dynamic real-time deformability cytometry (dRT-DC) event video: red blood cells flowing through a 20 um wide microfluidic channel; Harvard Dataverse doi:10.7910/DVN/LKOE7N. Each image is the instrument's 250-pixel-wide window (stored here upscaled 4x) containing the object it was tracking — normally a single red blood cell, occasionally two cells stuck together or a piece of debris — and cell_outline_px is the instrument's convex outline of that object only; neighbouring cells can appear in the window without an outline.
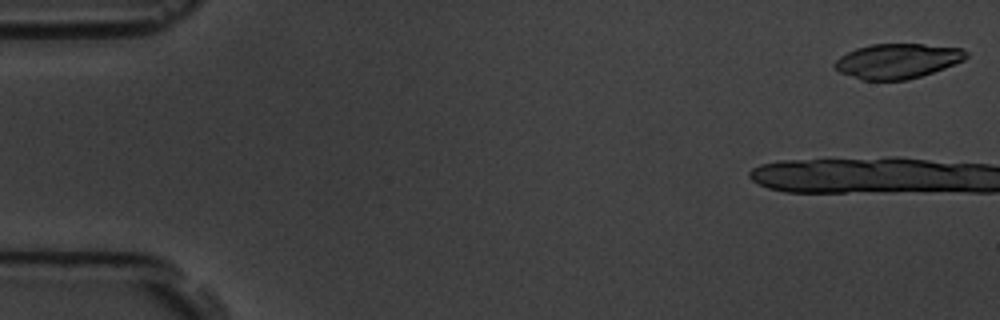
{"species": "common noctule bat (a hibernating species)", "species_latin": "Nyctalus noctula", "temperature_condition": "room temperature", "stored_images_in_passage": 8, "camera_frame_rate_fps": 3000, "um_per_image_px": 0.085, "animal": {"sex": "male", "body_mass_g": 19.5, "forearm_length_mm": 54.6}, "frame": {"image": 1, "passage_image": 1, "time_ms": 0.0, "image_size_px": [1000, 320], "cell_outline_px": [[968, 56], [964, 60], [944, 68], [908, 80], [864, 80], [840, 72], [832, 64], [840, 56], [856, 48], [872, 44], [924, 44], [964, 48], [968, 52]], "centroid_in_image_um": [76.31, 5.17], "position_along_channel_um": 8.7, "area_um2": 26.65}}
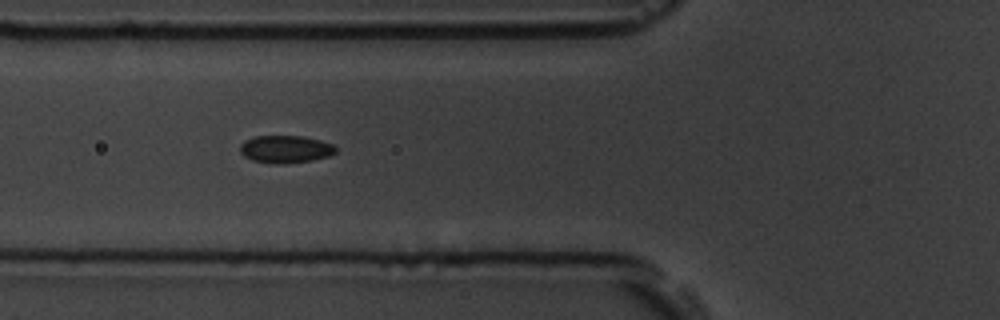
{"frame": {"image": 2, "passage_image": 7, "time_ms": 7.667, "image_size_px": [1000, 320], "cell_outline_px": [[336, 152], [328, 156], [312, 160], [280, 164], [252, 160], [244, 156], [240, 152], [240, 144], [244, 140], [256, 136], [304, 136], [320, 140], [332, 144], [336, 148]], "centroid_in_image_um": [24.25, 12.67], "position_along_channel_um": 101.5, "area_um2": 15.26}}
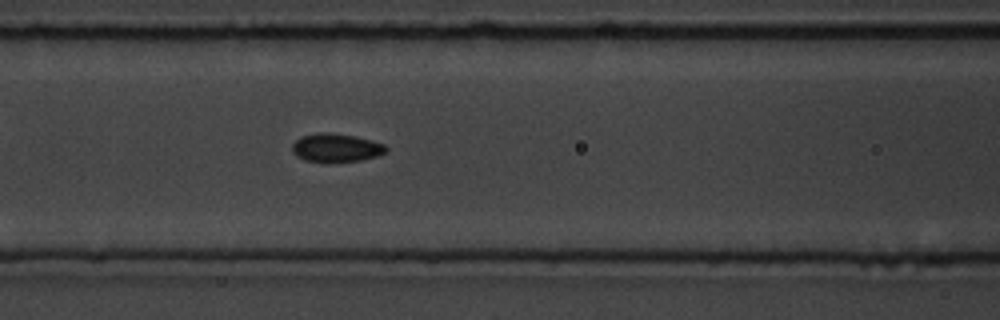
{"frame": {"image": 3, "passage_image": 8, "time_ms": 8.667, "image_size_px": [1000, 320], "cell_outline_px": [[388, 152], [376, 156], [360, 160], [304, 160], [296, 156], [292, 152], [292, 144], [300, 136], [320, 132], [328, 132], [356, 136], [372, 140], [384, 144], [388, 148]], "centroid_in_image_um": [28.58, 12.52], "position_along_channel_um": 138.0, "area_um2": 15.26}}